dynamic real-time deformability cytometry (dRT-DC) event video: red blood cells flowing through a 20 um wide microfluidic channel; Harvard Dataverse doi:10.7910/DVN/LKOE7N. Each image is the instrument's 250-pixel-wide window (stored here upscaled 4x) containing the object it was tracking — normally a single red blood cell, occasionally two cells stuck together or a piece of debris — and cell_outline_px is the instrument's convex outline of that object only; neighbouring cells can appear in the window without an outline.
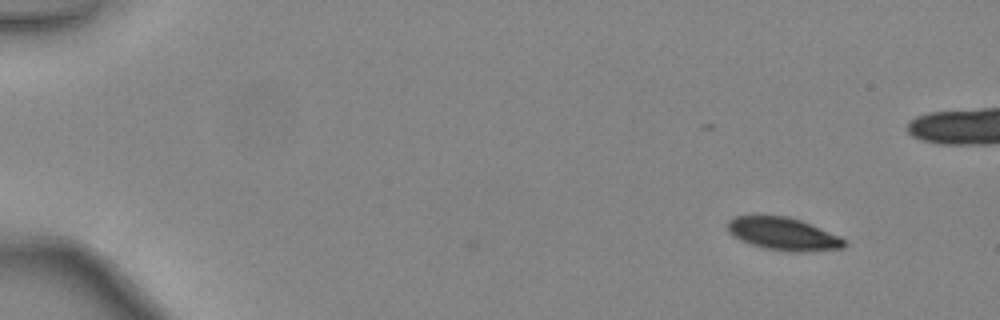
{"species": "common noctule bat (a hibernating species)", "species_latin": "Nyctalus noctula", "temperature_condition": "warm", "stored_images_in_passage": 2, "camera_frame_rate_fps": 3000, "um_per_image_px": 0.085, "animal": {"sex": "female", "body_mass_g": 24.6, "forearm_length_mm": 56.2}, "frame": {"image": 1, "passage_image": 2, "time_ms": 0.333, "image_size_px": [1000, 320], "cell_outline_px": [[848, 244], [844, 248], [808, 252], [792, 252], [764, 248], [740, 240], [732, 236], [724, 228], [728, 220], [732, 216], [756, 212], [788, 216], [800, 220], [840, 236]], "centroid_in_image_um": [66.47, 19.83], "position_along_channel_um": 18.5, "area_um2": 23.29}}